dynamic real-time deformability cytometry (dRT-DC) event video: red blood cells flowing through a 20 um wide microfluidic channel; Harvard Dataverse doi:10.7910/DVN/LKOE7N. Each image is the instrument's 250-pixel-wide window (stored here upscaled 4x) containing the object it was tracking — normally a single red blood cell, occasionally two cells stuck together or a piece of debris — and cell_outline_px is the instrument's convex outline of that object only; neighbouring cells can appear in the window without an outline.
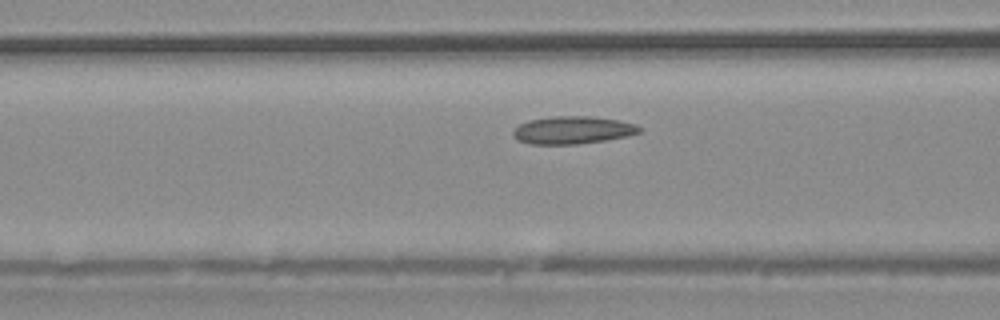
{"species": "common noctule bat (a hibernating species)", "species_latin": "Nyctalus noctula", "temperature_condition": "warm", "stored_images_in_passage": 35, "camera_frame_rate_fps": 3000, "um_per_image_px": 0.085, "animal": {"sex": "male", "body_mass_g": 20.4}, "frame": {"image": 1, "passage_image": 11, "time_ms": 3.333, "image_size_px": [1000, 320], "cell_outline_px": [[644, 128], [640, 132], [628, 136], [604, 140], [576, 144], [528, 144], [516, 140], [512, 136], [512, 132], [520, 124], [528, 120], [556, 116], [592, 116], [620, 120], [636, 124]], "centroid_in_image_um": [48.69, 11.05], "position_along_channel_um": 117.9, "area_um2": 20.52}}